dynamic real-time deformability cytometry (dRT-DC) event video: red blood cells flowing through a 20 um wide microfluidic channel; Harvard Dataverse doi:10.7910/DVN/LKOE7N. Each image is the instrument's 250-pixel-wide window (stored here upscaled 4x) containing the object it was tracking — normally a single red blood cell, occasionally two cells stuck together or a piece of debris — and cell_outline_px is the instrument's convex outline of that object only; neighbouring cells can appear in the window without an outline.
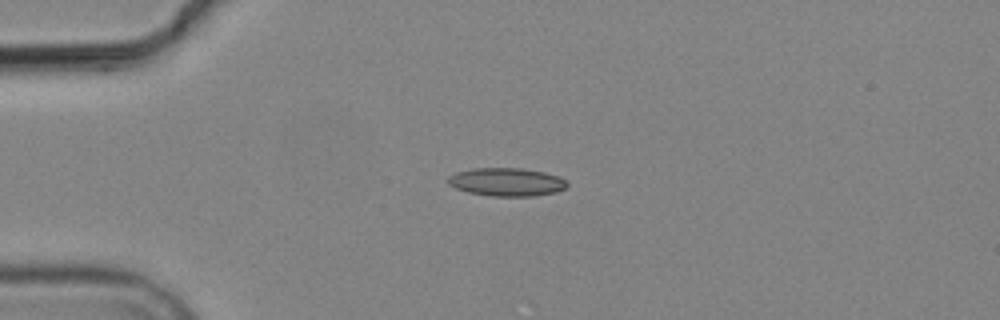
{"species": "common noctule bat (a hibernating species)", "species_latin": "Nyctalus noctula", "temperature_condition": "cold", "stored_images_in_passage": 6, "camera_frame_rate_fps": 3000, "um_per_image_px": 0.085, "animal": {"sex": "male", "body_mass_g": 19.2, "forearm_length_mm": 51.8}, "frame": {"image": 1, "passage_image": 3, "time_ms": 2.333, "image_size_px": [1000, 320], "cell_outline_px": [[568, 184], [564, 188], [556, 192], [532, 196], [492, 196], [468, 192], [456, 188], [448, 184], [444, 180], [448, 176], [456, 172], [472, 168], [524, 168], [544, 172], [560, 176]], "centroid_in_image_um": [43.02, 15.46], "position_along_channel_um": 42.0, "area_um2": 19.71}}
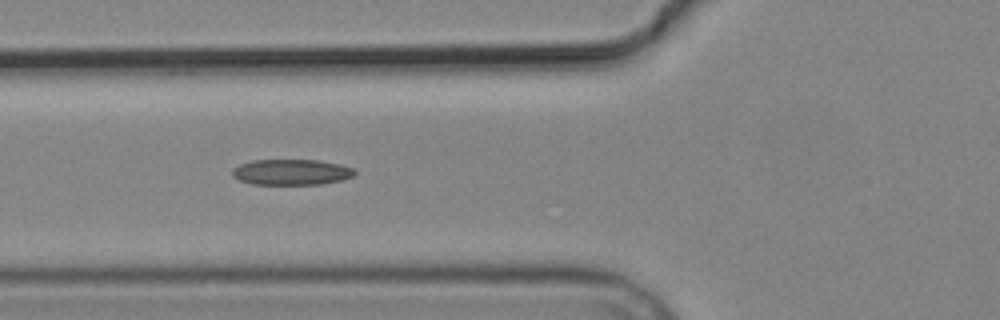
{"frame": {"image": 2, "passage_image": 5, "time_ms": 4.667, "image_size_px": [1000, 320], "cell_outline_px": [[356, 172], [352, 176], [340, 180], [320, 184], [252, 184], [240, 180], [232, 176], [232, 168], [240, 164], [252, 160], [320, 160], [340, 164], [356, 168]], "centroid_in_image_um": [24.77, 14.62], "position_along_channel_um": 101.0, "area_um2": 18.38}}
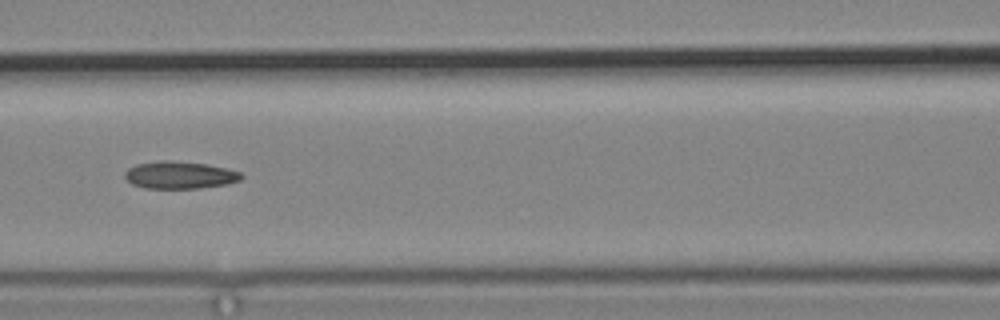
{"frame": {"image": 3, "passage_image": 6, "time_ms": 6.0, "image_size_px": [1000, 320], "cell_outline_px": [[244, 176], [240, 180], [228, 184], [200, 188], [144, 188], [132, 184], [124, 176], [124, 172], [128, 168], [136, 164], [164, 160], [172, 160], [208, 164], [240, 172]], "centroid_in_image_um": [15.27, 14.88], "position_along_channel_um": 151.3, "area_um2": 18.61}}